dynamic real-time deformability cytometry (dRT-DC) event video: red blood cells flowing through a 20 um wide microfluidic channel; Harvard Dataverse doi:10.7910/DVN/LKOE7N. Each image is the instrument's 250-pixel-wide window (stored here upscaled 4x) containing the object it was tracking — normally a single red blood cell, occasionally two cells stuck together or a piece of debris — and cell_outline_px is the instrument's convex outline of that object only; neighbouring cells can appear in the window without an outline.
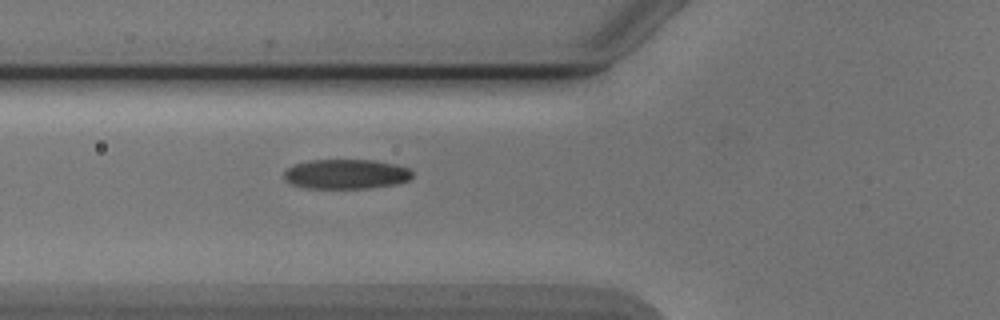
{"species": "Egyptian fruit bat (a non-hibernating species)", "species_latin": "Rousettus aegyptiacus", "temperature_condition": "cold", "stored_images_in_passage": 4, "camera_frame_rate_fps": 3000, "um_per_image_px": 0.085, "animal": {"sex": "male"}, "frame": {"image": 1, "passage_image": 3, "time_ms": 2.333, "image_size_px": [1000, 320], "cell_outline_px": [[412, 176], [408, 180], [396, 184], [368, 188], [308, 188], [292, 184], [284, 180], [284, 172], [288, 168], [296, 164], [308, 160], [376, 160], [396, 164], [412, 168]], "centroid_in_image_um": [29.45, 14.79], "position_along_channel_um": 96.4, "area_um2": 22.31}}